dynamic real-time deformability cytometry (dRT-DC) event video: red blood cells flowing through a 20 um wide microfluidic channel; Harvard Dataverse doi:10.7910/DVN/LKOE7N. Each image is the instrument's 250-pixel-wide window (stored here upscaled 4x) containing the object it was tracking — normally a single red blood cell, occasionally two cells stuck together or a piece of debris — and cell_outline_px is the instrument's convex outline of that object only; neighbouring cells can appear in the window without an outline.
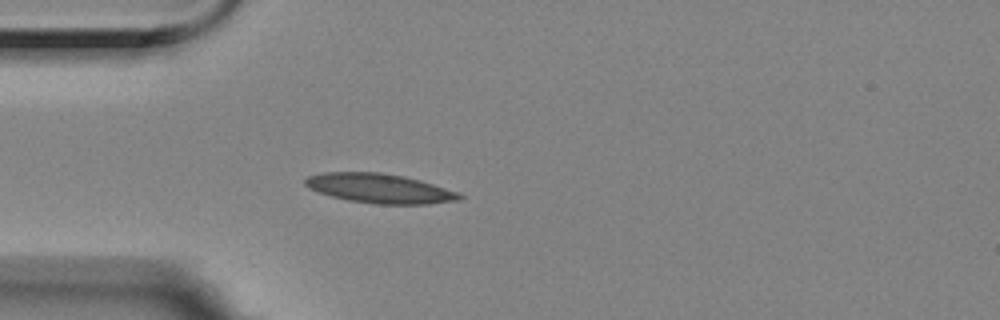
{"species": "Egyptian fruit bat (a non-hibernating species)", "species_latin": "Rousettus aegyptiacus", "temperature_condition": "room temperature", "stored_images_in_passage": 37, "camera_frame_rate_fps": 3000, "um_per_image_px": 0.085, "animal": {"sex": "female"}, "frame": {"image": 1, "passage_image": 1, "time_ms": 0.0, "image_size_px": [1000, 320], "cell_outline_px": [[464, 196], [460, 200], [428, 204], [376, 204], [348, 200], [332, 196], [308, 188], [304, 184], [304, 180], [308, 176], [324, 172], [380, 172], [404, 176], [420, 180], [456, 192]], "centroid_in_image_um": [32.24, 16.01], "position_along_channel_um": 52.8, "area_um2": 26.3}}
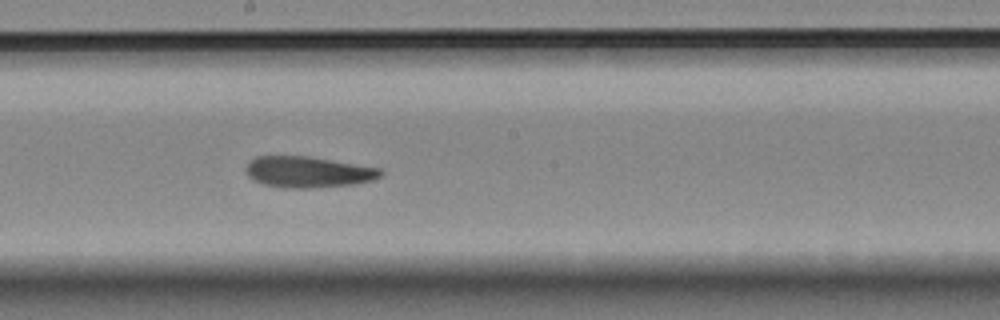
{"frame": {"image": 2, "passage_image": 16, "time_ms": 5.0, "image_size_px": [1000, 320], "cell_outline_px": [[384, 172], [376, 180], [356, 184], [312, 188], [284, 188], [264, 184], [248, 176], [244, 172], [244, 168], [256, 156], [308, 156], [380, 168]], "centroid_in_image_um": [26.21, 14.62], "position_along_channel_um": 222.0, "area_um2": 24.51}}
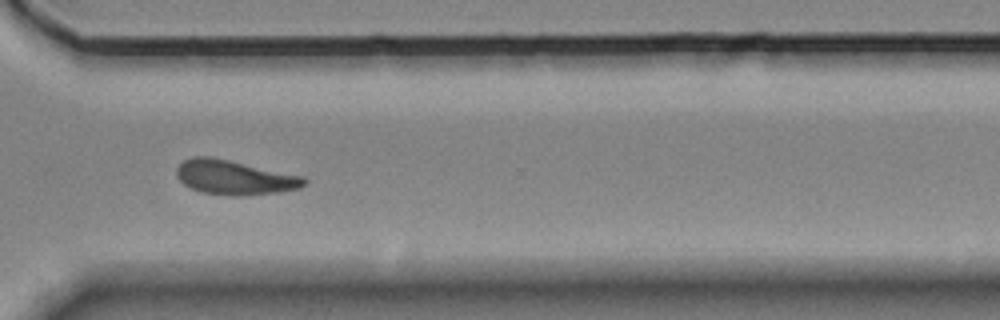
{"frame": {"image": 3, "passage_image": 27, "time_ms": 8.667, "image_size_px": [1000, 320], "cell_outline_px": [[308, 180], [300, 188], [280, 192], [240, 196], [232, 196], [200, 192], [184, 184], [176, 176], [176, 168], [184, 160], [196, 156], [208, 156], [228, 160], [304, 176]], "centroid_in_image_um": [19.94, 15.09], "position_along_channel_um": 350.7, "area_um2": 25.55}}